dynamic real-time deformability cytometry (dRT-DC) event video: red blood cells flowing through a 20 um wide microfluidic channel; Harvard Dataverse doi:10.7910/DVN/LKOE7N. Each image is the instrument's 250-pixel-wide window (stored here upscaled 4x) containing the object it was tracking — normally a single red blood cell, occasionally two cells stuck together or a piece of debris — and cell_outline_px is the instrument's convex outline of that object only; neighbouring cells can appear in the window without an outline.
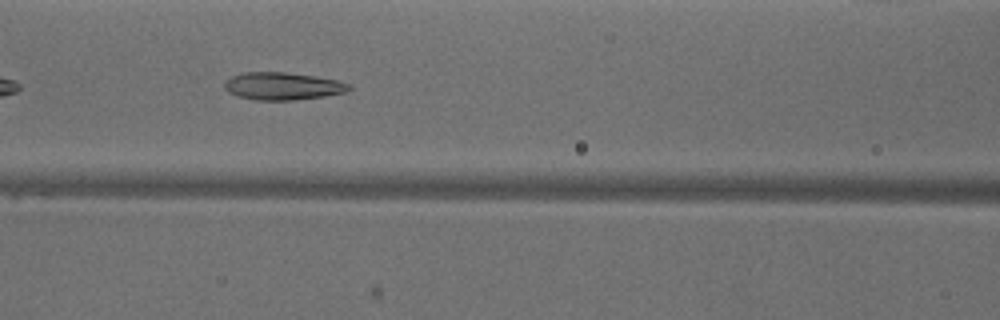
{"species": "common noctule bat (a hibernating species)", "species_latin": "Nyctalus noctula", "temperature_condition": "warm", "stored_images_in_passage": 36, "camera_frame_rate_fps": 3000, "um_per_image_px": 0.085, "animal": {"sex": "male", "body_mass_g": 18.8}, "frame": {"image": 1, "passage_image": 9, "time_ms": 2.667, "image_size_px": [1000, 320], "cell_outline_px": [[352, 88], [344, 92], [324, 96], [292, 100], [256, 100], [236, 96], [228, 92], [224, 88], [224, 80], [232, 76], [244, 72], [288, 72], [340, 80], [352, 84]], "centroid_in_image_um": [24.02, 7.31], "position_along_channel_um": 142.6, "area_um2": 20.17}}
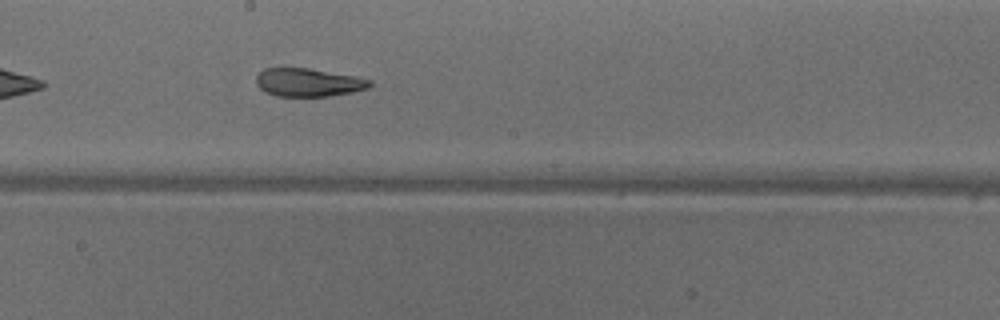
{"frame": {"image": 2, "passage_image": 15, "time_ms": 4.667, "image_size_px": [1000, 320], "cell_outline_px": [[372, 84], [368, 88], [352, 92], [328, 96], [276, 96], [260, 88], [256, 84], [256, 76], [264, 68], [308, 68], [356, 76], [372, 80]], "centroid_in_image_um": [26.22, 7.0], "position_along_channel_um": 222.0, "area_um2": 18.61}}
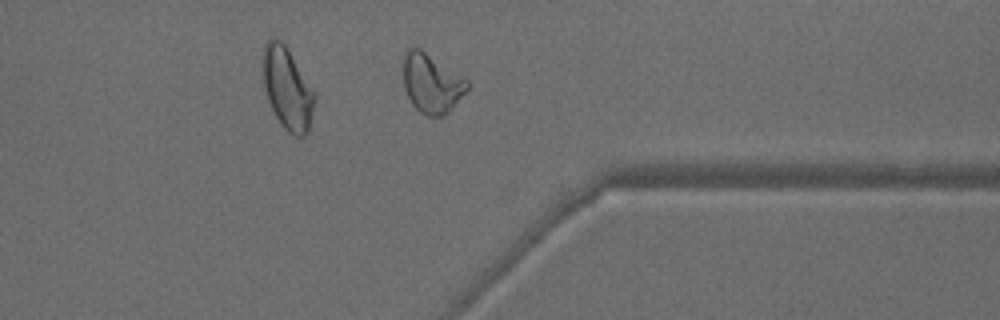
{"frame": {"image": 3, "passage_image": 27, "time_ms": 8.667, "image_size_px": [1000, 320], "cell_outline_px": [[468, 88], [448, 112], [444, 116], [428, 116], [420, 112], [412, 104], [404, 88], [404, 52], [408, 48], [420, 48], [468, 80]], "centroid_in_image_um": [36.67, 7.08], "position_along_channel_um": 374.7, "area_um2": 21.73}, "authors_computed_cell_mechanics": {"area_um2": 20.1722, "velocity_mm_per_s": 3.9845, "shape_relaxation_time_tau1_ms": 10.3078, "shape_relaxation_time_tau2_ms": 2.3895, "deformation_change_tau1": 0.2708, "deformation_change_tau2": 0.0953}}